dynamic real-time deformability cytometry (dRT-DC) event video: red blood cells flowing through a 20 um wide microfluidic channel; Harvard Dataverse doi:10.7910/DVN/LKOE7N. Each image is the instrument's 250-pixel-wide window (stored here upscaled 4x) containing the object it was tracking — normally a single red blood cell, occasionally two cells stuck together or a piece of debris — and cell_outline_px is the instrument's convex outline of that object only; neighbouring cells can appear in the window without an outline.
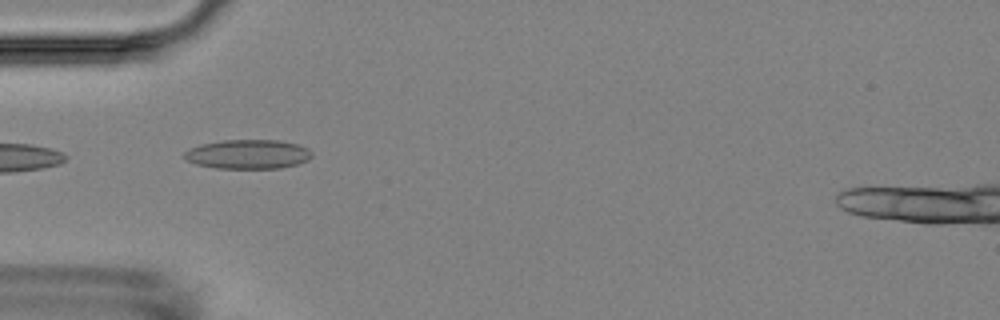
{"species": "Egyptian fruit bat (a non-hibernating species)", "species_latin": "Rousettus aegyptiacus", "temperature_condition": "room temperature", "stored_images_in_passage": 5, "camera_frame_rate_fps": 3000, "um_per_image_px": 0.085, "animal": {"sex": "female"}, "frame": {"image": 1, "passage_image": 4, "time_ms": 4.333, "image_size_px": [1000, 320], "cell_outline_px": [[312, 156], [308, 160], [296, 164], [280, 168], [216, 168], [196, 164], [184, 160], [184, 152], [200, 144], [224, 140], [276, 140], [296, 144], [308, 148], [312, 152]], "centroid_in_image_um": [21.06, 13.11], "position_along_channel_um": 63.9, "area_um2": 21.68}}